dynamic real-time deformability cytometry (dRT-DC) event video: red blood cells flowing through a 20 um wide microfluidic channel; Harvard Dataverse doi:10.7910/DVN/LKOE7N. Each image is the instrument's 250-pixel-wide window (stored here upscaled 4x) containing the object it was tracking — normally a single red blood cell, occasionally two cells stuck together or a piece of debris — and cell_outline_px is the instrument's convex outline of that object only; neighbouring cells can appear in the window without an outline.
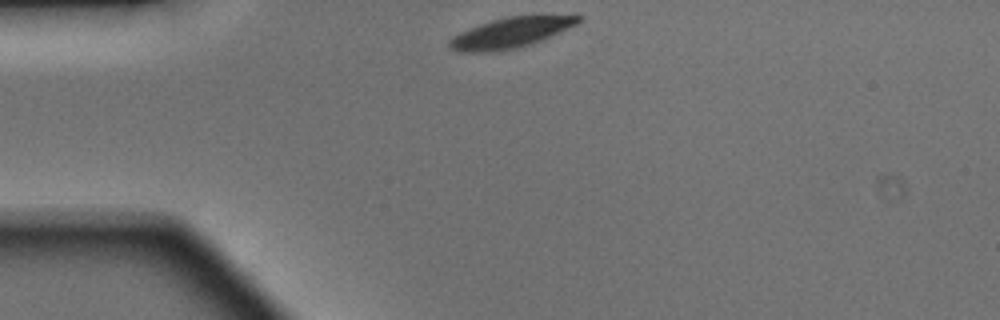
{"species": "Egyptian fruit bat (a non-hibernating species)", "species_latin": "Rousettus aegyptiacus", "temperature_condition": "warm", "stored_images_in_passage": 38, "camera_frame_rate_fps": 3000, "um_per_image_px": 0.085, "animal": {"sex": "male"}, "frame": {"image": 1, "passage_image": 1, "time_ms": 0.0, "image_size_px": [1000, 320], "cell_outline_px": [[584, 16], [576, 24], [532, 44], [516, 48], [488, 52], [460, 52], [448, 48], [448, 40], [452, 36], [460, 32], [480, 24], [492, 20], [508, 16]], "centroid_in_image_um": [43.31, 2.8], "position_along_channel_um": 41.7, "area_um2": 22.37}}
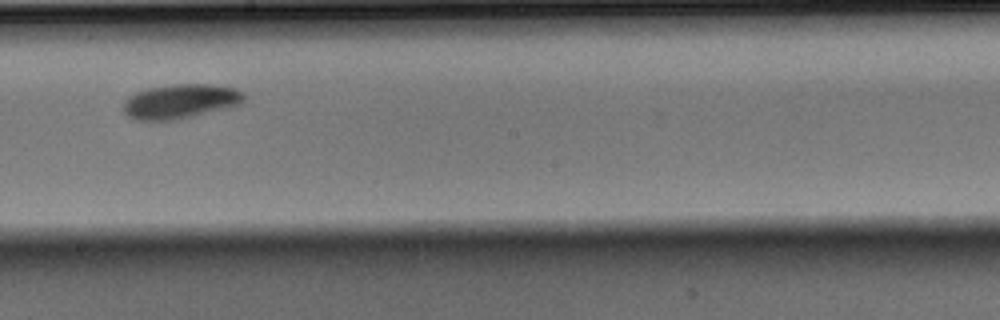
{"frame": {"image": 2, "passage_image": 17, "time_ms": 5.333, "image_size_px": [1000, 320], "cell_outline_px": [[244, 100], [240, 104], [228, 108], [180, 120], [136, 120], [128, 116], [124, 112], [120, 104], [128, 96], [136, 92], [148, 88], [172, 84], [220, 84], [236, 88], [244, 92]], "centroid_in_image_um": [15.34, 8.61], "position_along_channel_um": 232.9, "area_um2": 24.85}}
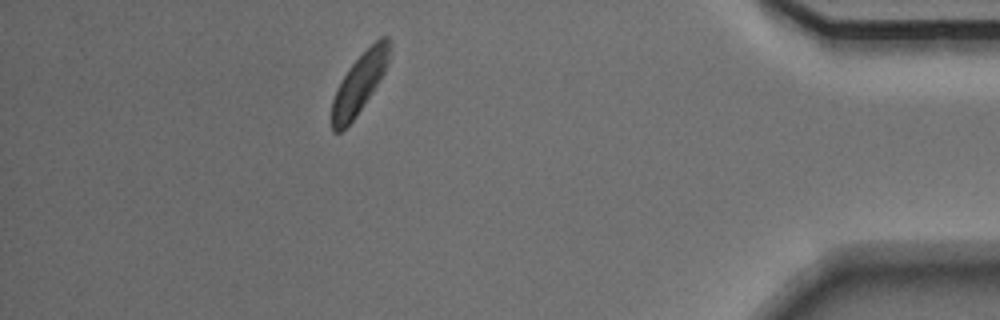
{"frame": {"image": 3, "passage_image": 33, "time_ms": 10.667, "image_size_px": [1000, 320], "cell_outline_px": [[388, 64], [384, 72], [356, 116], [340, 132], [332, 132], [332, 100], [336, 88], [348, 68], [380, 36], [388, 36]], "centroid_in_image_um": [30.51, 7.1], "position_along_channel_um": 404.7, "area_um2": 19.36}, "authors_computed_cell_mechanics": {"area_um2": 22.9177, "velocity_mm_per_s": 4.0775, "shape_relaxation_time_tau1_ms": 1.9761, "shape_relaxation_time_tau2_ms": null, "deformation_change_tau1": 0.0985, "deformation_change_tau2": null}}